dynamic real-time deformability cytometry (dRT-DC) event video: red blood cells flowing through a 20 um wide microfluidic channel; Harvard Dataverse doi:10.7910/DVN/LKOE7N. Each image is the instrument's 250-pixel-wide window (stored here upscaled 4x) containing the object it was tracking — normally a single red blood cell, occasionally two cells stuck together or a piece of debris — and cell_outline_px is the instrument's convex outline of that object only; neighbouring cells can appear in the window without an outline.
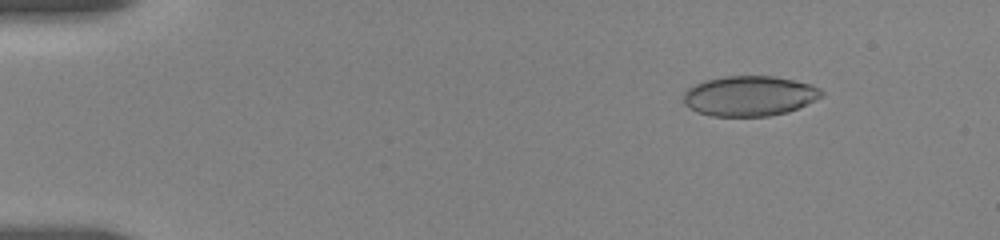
{"species": "human", "species_latin": "Homo sapiens", "temperature_condition": "room temperature", "stored_images_in_passage": 12, "camera_frame_rate_fps": 3000, "um_per_image_px": 0.085, "donor": {"sex": "female"}, "frame": {"image": 1, "passage_image": 4, "time_ms": 2.0, "image_size_px": [1000, 240], "cell_outline_px": [[824, 96], [788, 112], [768, 116], [712, 116], [696, 112], [688, 108], [684, 104], [684, 92], [688, 88], [704, 80], [728, 76], [772, 76], [812, 84], [820, 88], [824, 92]], "centroid_in_image_um": [63.7, 8.16], "position_along_channel_um": 21.3, "area_um2": 32.37}}
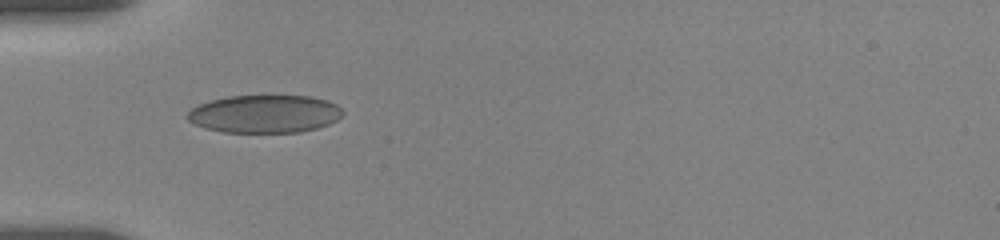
{"frame": {"image": 2, "passage_image": 10, "time_ms": 5.667, "image_size_px": [1000, 240], "cell_outline_px": [[344, 112], [336, 120], [328, 124], [316, 128], [300, 132], [220, 132], [204, 128], [192, 124], [184, 116], [192, 108], [200, 104], [212, 100], [228, 96], [312, 96], [328, 100], [336, 104]], "centroid_in_image_um": [22.46, 9.68], "position_along_channel_um": 62.5, "area_um2": 34.39}}
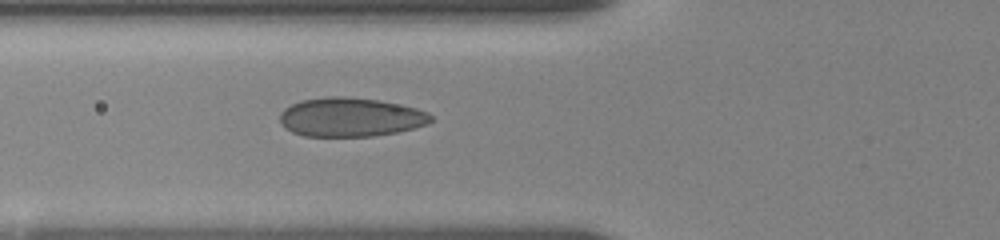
{"frame": {"image": 3, "passage_image": 12, "time_ms": 6.667, "image_size_px": [1000, 240], "cell_outline_px": [[432, 120], [428, 124], [396, 132], [372, 136], [304, 136], [292, 132], [284, 128], [280, 120], [280, 112], [284, 108], [300, 100], [328, 96], [344, 96], [380, 100], [400, 104], [416, 108], [428, 112], [432, 116]], "centroid_in_image_um": [29.77, 9.95], "position_along_channel_um": 96.0, "area_um2": 34.45}}